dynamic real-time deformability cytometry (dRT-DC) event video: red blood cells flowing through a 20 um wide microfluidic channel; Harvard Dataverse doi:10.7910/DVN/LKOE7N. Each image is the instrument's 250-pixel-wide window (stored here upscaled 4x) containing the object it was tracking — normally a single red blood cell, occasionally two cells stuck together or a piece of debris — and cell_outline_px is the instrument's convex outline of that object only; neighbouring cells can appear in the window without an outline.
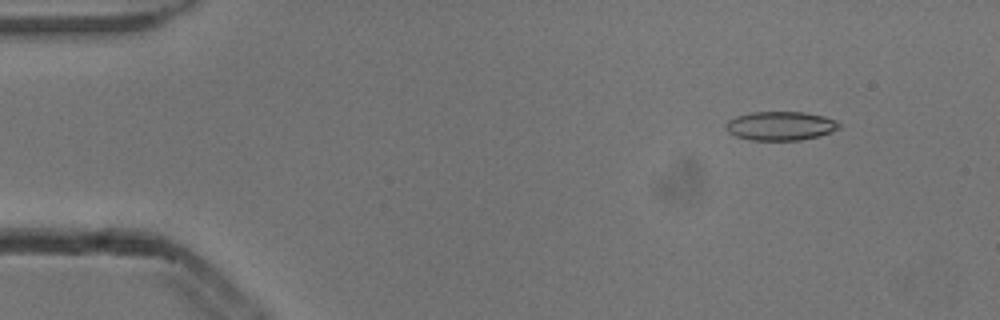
{"species": "common noctule bat (a hibernating species)", "species_latin": "Nyctalus noctula", "temperature_condition": "cold", "stored_images_in_passage": 4, "camera_frame_rate_fps": 3000, "um_per_image_px": 0.085, "animal": {"sex": "male", "body_mass_g": 13.3}, "frame": {"image": 1, "passage_image": 1, "time_ms": 0.0, "image_size_px": [1000, 320], "cell_outline_px": [[840, 128], [820, 136], [800, 140], [752, 140], [736, 136], [728, 132], [724, 124], [728, 120], [736, 116], [752, 112], [804, 112], [824, 116], [836, 120], [840, 124]], "centroid_in_image_um": [66.34, 10.7], "position_along_channel_um": 18.7, "area_um2": 19.13}}